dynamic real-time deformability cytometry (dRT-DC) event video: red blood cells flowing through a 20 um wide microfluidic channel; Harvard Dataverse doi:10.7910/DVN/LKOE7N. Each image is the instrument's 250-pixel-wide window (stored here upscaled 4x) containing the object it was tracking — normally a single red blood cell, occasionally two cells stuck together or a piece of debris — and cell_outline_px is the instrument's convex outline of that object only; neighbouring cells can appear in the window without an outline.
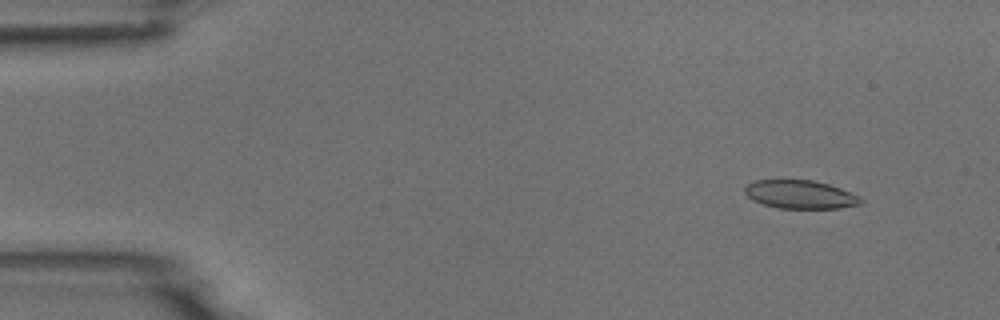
{"species": "common noctule bat (a hibernating species)", "species_latin": "Nyctalus noctula", "temperature_condition": "room temperature", "stored_images_in_passage": 4, "camera_frame_rate_fps": 3000, "um_per_image_px": 0.085, "animal": {"sex": "male", "body_mass_g": 18.8}, "frame": {"image": 1, "passage_image": 1, "time_ms": 0.0, "image_size_px": [1000, 320], "cell_outline_px": [[864, 200], [860, 204], [840, 208], [780, 208], [764, 204], [752, 200], [744, 192], [744, 188], [748, 184], [756, 180], [812, 180], [828, 184], [840, 188], [860, 196]], "centroid_in_image_um": [68.03, 16.53], "position_along_channel_um": 17.0, "area_um2": 19.07}}
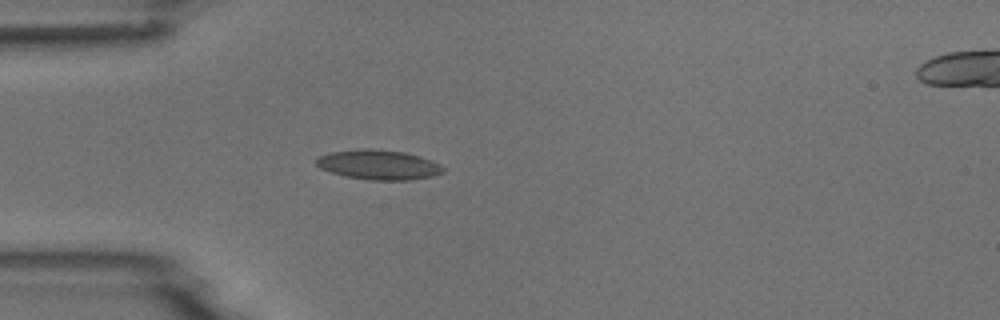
{"frame": {"image": 2, "passage_image": 4, "time_ms": 3.333, "image_size_px": [1000, 320], "cell_outline_px": [[444, 172], [432, 176], [412, 180], [368, 180], [344, 176], [320, 168], [316, 164], [316, 160], [320, 156], [332, 152], [364, 148], [368, 148], [404, 152], [420, 156], [432, 160], [440, 164], [444, 168]], "centroid_in_image_um": [32.21, 14.01], "position_along_channel_um": 52.8, "area_um2": 21.96}}